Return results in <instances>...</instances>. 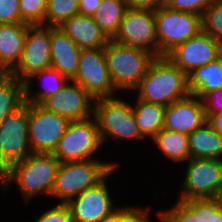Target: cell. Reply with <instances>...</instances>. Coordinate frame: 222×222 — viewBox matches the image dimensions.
Masks as SVG:
<instances>
[{
    "instance_id": "cell-1",
    "label": "cell",
    "mask_w": 222,
    "mask_h": 222,
    "mask_svg": "<svg viewBox=\"0 0 222 222\" xmlns=\"http://www.w3.org/2000/svg\"><path fill=\"white\" fill-rule=\"evenodd\" d=\"M59 166L60 161L53 154L31 153L0 175V188L8 193L15 184L25 203L40 195L51 198Z\"/></svg>"
},
{
    "instance_id": "cell-2",
    "label": "cell",
    "mask_w": 222,
    "mask_h": 222,
    "mask_svg": "<svg viewBox=\"0 0 222 222\" xmlns=\"http://www.w3.org/2000/svg\"><path fill=\"white\" fill-rule=\"evenodd\" d=\"M132 92L138 99L166 107L189 95L188 78L167 57H156Z\"/></svg>"
},
{
    "instance_id": "cell-3",
    "label": "cell",
    "mask_w": 222,
    "mask_h": 222,
    "mask_svg": "<svg viewBox=\"0 0 222 222\" xmlns=\"http://www.w3.org/2000/svg\"><path fill=\"white\" fill-rule=\"evenodd\" d=\"M104 51L115 90L128 94L139 85L151 62L156 58L146 50L124 45L112 39L104 47Z\"/></svg>"
},
{
    "instance_id": "cell-4",
    "label": "cell",
    "mask_w": 222,
    "mask_h": 222,
    "mask_svg": "<svg viewBox=\"0 0 222 222\" xmlns=\"http://www.w3.org/2000/svg\"><path fill=\"white\" fill-rule=\"evenodd\" d=\"M118 163L89 160L60 163L51 198L67 204L72 198L100 182ZM59 200V201H58Z\"/></svg>"
},
{
    "instance_id": "cell-5",
    "label": "cell",
    "mask_w": 222,
    "mask_h": 222,
    "mask_svg": "<svg viewBox=\"0 0 222 222\" xmlns=\"http://www.w3.org/2000/svg\"><path fill=\"white\" fill-rule=\"evenodd\" d=\"M119 96L100 98L95 100L94 117L98 123V129L103 145L109 140L132 141L140 143L146 141L138 130L133 115L132 103ZM107 142V143H106Z\"/></svg>"
},
{
    "instance_id": "cell-6",
    "label": "cell",
    "mask_w": 222,
    "mask_h": 222,
    "mask_svg": "<svg viewBox=\"0 0 222 222\" xmlns=\"http://www.w3.org/2000/svg\"><path fill=\"white\" fill-rule=\"evenodd\" d=\"M104 147L94 116L70 121L64 135L52 153L60 163L101 160L97 154Z\"/></svg>"
},
{
    "instance_id": "cell-7",
    "label": "cell",
    "mask_w": 222,
    "mask_h": 222,
    "mask_svg": "<svg viewBox=\"0 0 222 222\" xmlns=\"http://www.w3.org/2000/svg\"><path fill=\"white\" fill-rule=\"evenodd\" d=\"M158 40V57L166 56L176 46L202 31L201 16L162 6L154 11Z\"/></svg>"
},
{
    "instance_id": "cell-8",
    "label": "cell",
    "mask_w": 222,
    "mask_h": 222,
    "mask_svg": "<svg viewBox=\"0 0 222 222\" xmlns=\"http://www.w3.org/2000/svg\"><path fill=\"white\" fill-rule=\"evenodd\" d=\"M178 200L218 198L222 189V160L193 159L184 163Z\"/></svg>"
},
{
    "instance_id": "cell-9",
    "label": "cell",
    "mask_w": 222,
    "mask_h": 222,
    "mask_svg": "<svg viewBox=\"0 0 222 222\" xmlns=\"http://www.w3.org/2000/svg\"><path fill=\"white\" fill-rule=\"evenodd\" d=\"M29 103L0 123V175L32 151L29 144Z\"/></svg>"
},
{
    "instance_id": "cell-10",
    "label": "cell",
    "mask_w": 222,
    "mask_h": 222,
    "mask_svg": "<svg viewBox=\"0 0 222 222\" xmlns=\"http://www.w3.org/2000/svg\"><path fill=\"white\" fill-rule=\"evenodd\" d=\"M72 81L78 83L94 100L121 96L111 81L104 48L81 50L77 74Z\"/></svg>"
},
{
    "instance_id": "cell-11",
    "label": "cell",
    "mask_w": 222,
    "mask_h": 222,
    "mask_svg": "<svg viewBox=\"0 0 222 222\" xmlns=\"http://www.w3.org/2000/svg\"><path fill=\"white\" fill-rule=\"evenodd\" d=\"M69 122L41 105L29 104L28 136L32 153L52 154Z\"/></svg>"
},
{
    "instance_id": "cell-12",
    "label": "cell",
    "mask_w": 222,
    "mask_h": 222,
    "mask_svg": "<svg viewBox=\"0 0 222 222\" xmlns=\"http://www.w3.org/2000/svg\"><path fill=\"white\" fill-rule=\"evenodd\" d=\"M51 26L28 25L22 57L10 72L24 82L36 72L51 68Z\"/></svg>"
},
{
    "instance_id": "cell-13",
    "label": "cell",
    "mask_w": 222,
    "mask_h": 222,
    "mask_svg": "<svg viewBox=\"0 0 222 222\" xmlns=\"http://www.w3.org/2000/svg\"><path fill=\"white\" fill-rule=\"evenodd\" d=\"M116 165L100 182L72 198L67 205L71 209L73 222H99L119 206L115 205L108 186L111 175L118 171ZM117 171H116V170Z\"/></svg>"
},
{
    "instance_id": "cell-14",
    "label": "cell",
    "mask_w": 222,
    "mask_h": 222,
    "mask_svg": "<svg viewBox=\"0 0 222 222\" xmlns=\"http://www.w3.org/2000/svg\"><path fill=\"white\" fill-rule=\"evenodd\" d=\"M118 43L139 48L158 57L155 14L152 10L128 8L116 36Z\"/></svg>"
},
{
    "instance_id": "cell-15",
    "label": "cell",
    "mask_w": 222,
    "mask_h": 222,
    "mask_svg": "<svg viewBox=\"0 0 222 222\" xmlns=\"http://www.w3.org/2000/svg\"><path fill=\"white\" fill-rule=\"evenodd\" d=\"M222 55L221 45L209 34L201 31L195 37L176 46L165 57L186 75Z\"/></svg>"
},
{
    "instance_id": "cell-16",
    "label": "cell",
    "mask_w": 222,
    "mask_h": 222,
    "mask_svg": "<svg viewBox=\"0 0 222 222\" xmlns=\"http://www.w3.org/2000/svg\"><path fill=\"white\" fill-rule=\"evenodd\" d=\"M94 104L95 100L78 83L69 80L61 91L40 105L69 121H80L94 116Z\"/></svg>"
},
{
    "instance_id": "cell-17",
    "label": "cell",
    "mask_w": 222,
    "mask_h": 222,
    "mask_svg": "<svg viewBox=\"0 0 222 222\" xmlns=\"http://www.w3.org/2000/svg\"><path fill=\"white\" fill-rule=\"evenodd\" d=\"M206 122L202 100L196 95L189 94L165 107L163 129L190 135Z\"/></svg>"
},
{
    "instance_id": "cell-18",
    "label": "cell",
    "mask_w": 222,
    "mask_h": 222,
    "mask_svg": "<svg viewBox=\"0 0 222 222\" xmlns=\"http://www.w3.org/2000/svg\"><path fill=\"white\" fill-rule=\"evenodd\" d=\"M81 49L59 27L51 26V68L68 80L77 74Z\"/></svg>"
},
{
    "instance_id": "cell-19",
    "label": "cell",
    "mask_w": 222,
    "mask_h": 222,
    "mask_svg": "<svg viewBox=\"0 0 222 222\" xmlns=\"http://www.w3.org/2000/svg\"><path fill=\"white\" fill-rule=\"evenodd\" d=\"M59 28L81 49L104 48L110 39L92 16L77 14L65 20Z\"/></svg>"
},
{
    "instance_id": "cell-20",
    "label": "cell",
    "mask_w": 222,
    "mask_h": 222,
    "mask_svg": "<svg viewBox=\"0 0 222 222\" xmlns=\"http://www.w3.org/2000/svg\"><path fill=\"white\" fill-rule=\"evenodd\" d=\"M27 29V23L0 24V70L3 73H10L20 61Z\"/></svg>"
},
{
    "instance_id": "cell-21",
    "label": "cell",
    "mask_w": 222,
    "mask_h": 222,
    "mask_svg": "<svg viewBox=\"0 0 222 222\" xmlns=\"http://www.w3.org/2000/svg\"><path fill=\"white\" fill-rule=\"evenodd\" d=\"M36 80L41 85L37 91L34 82ZM68 81L66 77L53 68L34 73L24 81L25 103L40 105L45 99L61 91Z\"/></svg>"
},
{
    "instance_id": "cell-22",
    "label": "cell",
    "mask_w": 222,
    "mask_h": 222,
    "mask_svg": "<svg viewBox=\"0 0 222 222\" xmlns=\"http://www.w3.org/2000/svg\"><path fill=\"white\" fill-rule=\"evenodd\" d=\"M132 102L133 115L142 137L150 141L164 128L165 106L138 99Z\"/></svg>"
},
{
    "instance_id": "cell-23",
    "label": "cell",
    "mask_w": 222,
    "mask_h": 222,
    "mask_svg": "<svg viewBox=\"0 0 222 222\" xmlns=\"http://www.w3.org/2000/svg\"><path fill=\"white\" fill-rule=\"evenodd\" d=\"M190 158L222 160V136L206 122L190 135Z\"/></svg>"
},
{
    "instance_id": "cell-24",
    "label": "cell",
    "mask_w": 222,
    "mask_h": 222,
    "mask_svg": "<svg viewBox=\"0 0 222 222\" xmlns=\"http://www.w3.org/2000/svg\"><path fill=\"white\" fill-rule=\"evenodd\" d=\"M188 92L202 99L209 92L222 88V55L187 75Z\"/></svg>"
},
{
    "instance_id": "cell-25",
    "label": "cell",
    "mask_w": 222,
    "mask_h": 222,
    "mask_svg": "<svg viewBox=\"0 0 222 222\" xmlns=\"http://www.w3.org/2000/svg\"><path fill=\"white\" fill-rule=\"evenodd\" d=\"M158 152L172 163H186L190 159L188 135L162 129L152 140Z\"/></svg>"
},
{
    "instance_id": "cell-26",
    "label": "cell",
    "mask_w": 222,
    "mask_h": 222,
    "mask_svg": "<svg viewBox=\"0 0 222 222\" xmlns=\"http://www.w3.org/2000/svg\"><path fill=\"white\" fill-rule=\"evenodd\" d=\"M127 9L125 0H102L92 18L111 40L116 36Z\"/></svg>"
},
{
    "instance_id": "cell-27",
    "label": "cell",
    "mask_w": 222,
    "mask_h": 222,
    "mask_svg": "<svg viewBox=\"0 0 222 222\" xmlns=\"http://www.w3.org/2000/svg\"><path fill=\"white\" fill-rule=\"evenodd\" d=\"M24 104V82L10 73H3L0 76V123Z\"/></svg>"
},
{
    "instance_id": "cell-28",
    "label": "cell",
    "mask_w": 222,
    "mask_h": 222,
    "mask_svg": "<svg viewBox=\"0 0 222 222\" xmlns=\"http://www.w3.org/2000/svg\"><path fill=\"white\" fill-rule=\"evenodd\" d=\"M156 214L160 222H200V199H177L172 207L158 210Z\"/></svg>"
},
{
    "instance_id": "cell-29",
    "label": "cell",
    "mask_w": 222,
    "mask_h": 222,
    "mask_svg": "<svg viewBox=\"0 0 222 222\" xmlns=\"http://www.w3.org/2000/svg\"><path fill=\"white\" fill-rule=\"evenodd\" d=\"M79 0H47L45 26L59 27L65 20L79 14Z\"/></svg>"
},
{
    "instance_id": "cell-30",
    "label": "cell",
    "mask_w": 222,
    "mask_h": 222,
    "mask_svg": "<svg viewBox=\"0 0 222 222\" xmlns=\"http://www.w3.org/2000/svg\"><path fill=\"white\" fill-rule=\"evenodd\" d=\"M202 31L222 47V0H214L201 16Z\"/></svg>"
},
{
    "instance_id": "cell-31",
    "label": "cell",
    "mask_w": 222,
    "mask_h": 222,
    "mask_svg": "<svg viewBox=\"0 0 222 222\" xmlns=\"http://www.w3.org/2000/svg\"><path fill=\"white\" fill-rule=\"evenodd\" d=\"M47 0H19L21 20L28 25H45Z\"/></svg>"
},
{
    "instance_id": "cell-32",
    "label": "cell",
    "mask_w": 222,
    "mask_h": 222,
    "mask_svg": "<svg viewBox=\"0 0 222 222\" xmlns=\"http://www.w3.org/2000/svg\"><path fill=\"white\" fill-rule=\"evenodd\" d=\"M34 222H73L71 209L67 204L56 203L45 209Z\"/></svg>"
},
{
    "instance_id": "cell-33",
    "label": "cell",
    "mask_w": 222,
    "mask_h": 222,
    "mask_svg": "<svg viewBox=\"0 0 222 222\" xmlns=\"http://www.w3.org/2000/svg\"><path fill=\"white\" fill-rule=\"evenodd\" d=\"M152 208L139 207L137 205H123L119 207V222H152L150 211Z\"/></svg>"
},
{
    "instance_id": "cell-34",
    "label": "cell",
    "mask_w": 222,
    "mask_h": 222,
    "mask_svg": "<svg viewBox=\"0 0 222 222\" xmlns=\"http://www.w3.org/2000/svg\"><path fill=\"white\" fill-rule=\"evenodd\" d=\"M214 0H166L165 6L171 10L195 13L202 16Z\"/></svg>"
},
{
    "instance_id": "cell-35",
    "label": "cell",
    "mask_w": 222,
    "mask_h": 222,
    "mask_svg": "<svg viewBox=\"0 0 222 222\" xmlns=\"http://www.w3.org/2000/svg\"><path fill=\"white\" fill-rule=\"evenodd\" d=\"M6 23H24L19 0H0V24Z\"/></svg>"
},
{
    "instance_id": "cell-36",
    "label": "cell",
    "mask_w": 222,
    "mask_h": 222,
    "mask_svg": "<svg viewBox=\"0 0 222 222\" xmlns=\"http://www.w3.org/2000/svg\"><path fill=\"white\" fill-rule=\"evenodd\" d=\"M201 100L207 119L211 115L222 112V88L209 92Z\"/></svg>"
},
{
    "instance_id": "cell-37",
    "label": "cell",
    "mask_w": 222,
    "mask_h": 222,
    "mask_svg": "<svg viewBox=\"0 0 222 222\" xmlns=\"http://www.w3.org/2000/svg\"><path fill=\"white\" fill-rule=\"evenodd\" d=\"M128 8L147 9L155 11L165 6L166 0H125Z\"/></svg>"
},
{
    "instance_id": "cell-38",
    "label": "cell",
    "mask_w": 222,
    "mask_h": 222,
    "mask_svg": "<svg viewBox=\"0 0 222 222\" xmlns=\"http://www.w3.org/2000/svg\"><path fill=\"white\" fill-rule=\"evenodd\" d=\"M102 0H79V14L93 16Z\"/></svg>"
},
{
    "instance_id": "cell-39",
    "label": "cell",
    "mask_w": 222,
    "mask_h": 222,
    "mask_svg": "<svg viewBox=\"0 0 222 222\" xmlns=\"http://www.w3.org/2000/svg\"><path fill=\"white\" fill-rule=\"evenodd\" d=\"M209 222H222V208L218 198H210Z\"/></svg>"
},
{
    "instance_id": "cell-40",
    "label": "cell",
    "mask_w": 222,
    "mask_h": 222,
    "mask_svg": "<svg viewBox=\"0 0 222 222\" xmlns=\"http://www.w3.org/2000/svg\"><path fill=\"white\" fill-rule=\"evenodd\" d=\"M210 221V198L200 199V222Z\"/></svg>"
},
{
    "instance_id": "cell-41",
    "label": "cell",
    "mask_w": 222,
    "mask_h": 222,
    "mask_svg": "<svg viewBox=\"0 0 222 222\" xmlns=\"http://www.w3.org/2000/svg\"><path fill=\"white\" fill-rule=\"evenodd\" d=\"M208 124L222 136V112L211 115L207 119Z\"/></svg>"
},
{
    "instance_id": "cell-42",
    "label": "cell",
    "mask_w": 222,
    "mask_h": 222,
    "mask_svg": "<svg viewBox=\"0 0 222 222\" xmlns=\"http://www.w3.org/2000/svg\"><path fill=\"white\" fill-rule=\"evenodd\" d=\"M99 222H119V207L109 215L102 218Z\"/></svg>"
},
{
    "instance_id": "cell-43",
    "label": "cell",
    "mask_w": 222,
    "mask_h": 222,
    "mask_svg": "<svg viewBox=\"0 0 222 222\" xmlns=\"http://www.w3.org/2000/svg\"><path fill=\"white\" fill-rule=\"evenodd\" d=\"M218 199H219V202H220L221 208H222V189H221V191H220V194H219V196H218Z\"/></svg>"
}]
</instances>
